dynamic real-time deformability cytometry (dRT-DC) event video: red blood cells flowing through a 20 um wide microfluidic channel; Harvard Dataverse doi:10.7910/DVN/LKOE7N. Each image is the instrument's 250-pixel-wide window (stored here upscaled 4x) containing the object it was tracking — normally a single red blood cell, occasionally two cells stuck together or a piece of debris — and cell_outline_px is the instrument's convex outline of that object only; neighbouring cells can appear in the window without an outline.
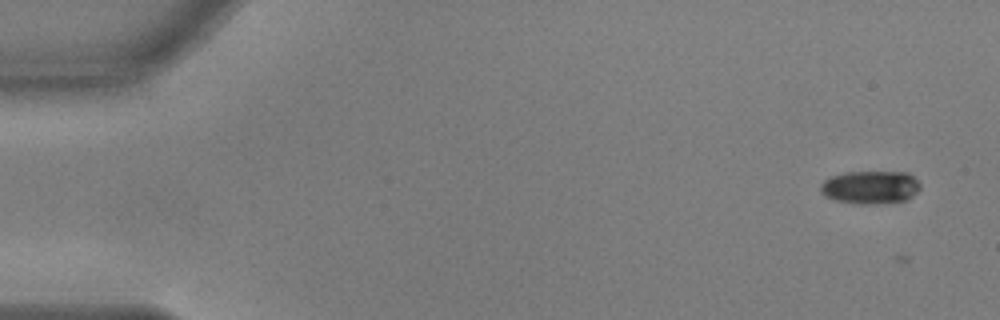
{"species": "common noctule bat (a hibernating species)", "species_latin": "Nyctalus noctula", "temperature_condition": "warm", "stored_images_in_passage": 2, "camera_frame_rate_fps": 3000, "um_per_image_px": 0.085, "animal": {"sex": "male", "body_mass_g": 17.9, "forearm_length_mm": 54.2}, "frame": {"image": 1, "passage_image": 1, "time_ms": 0.0, "image_size_px": [1000, 320], "cell_outline_px": [[920, 188], [908, 200], [876, 204], [856, 204], [836, 200], [824, 196], [820, 192], [820, 184], [824, 180], [832, 176], [844, 172], [908, 172], [920, 184]], "centroid_in_image_um": [73.96, 15.92], "position_along_channel_um": 11.0, "area_um2": 19.36}}